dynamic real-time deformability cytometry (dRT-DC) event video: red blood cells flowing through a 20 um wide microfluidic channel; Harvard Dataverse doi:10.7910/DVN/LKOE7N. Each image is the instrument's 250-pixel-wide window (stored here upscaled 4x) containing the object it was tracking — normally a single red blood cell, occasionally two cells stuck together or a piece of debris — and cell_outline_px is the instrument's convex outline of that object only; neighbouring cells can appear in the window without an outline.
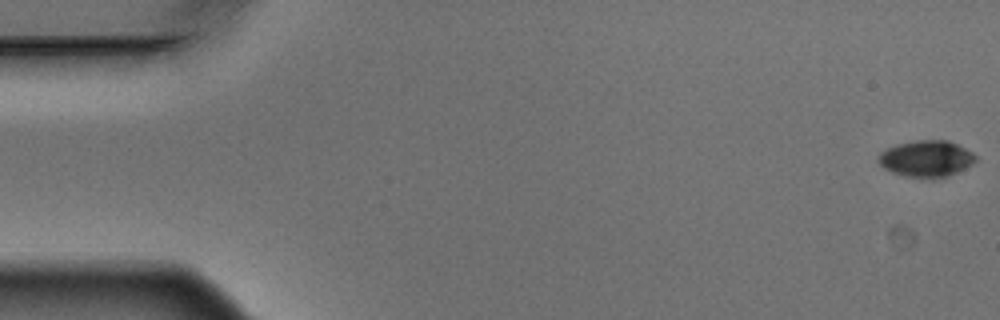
{"species": "Egyptian fruit bat (a non-hibernating species)", "species_latin": "Rousettus aegyptiacus", "temperature_condition": "warm", "stored_images_in_passage": 5, "camera_frame_rate_fps": 3000, "um_per_image_px": 0.085, "animal": {"sex": "male"}, "frame": {"image": 1, "passage_image": 1, "time_ms": 0.0, "image_size_px": [1000, 320], "cell_outline_px": [[976, 160], [972, 164], [948, 176], [932, 180], [928, 180], [904, 176], [892, 172], [884, 168], [876, 160], [876, 156], [880, 152], [896, 144], [916, 140], [948, 140], [972, 152], [976, 156]], "centroid_in_image_um": [78.7, 13.51], "position_along_channel_um": 6.3, "area_um2": 20.98}}
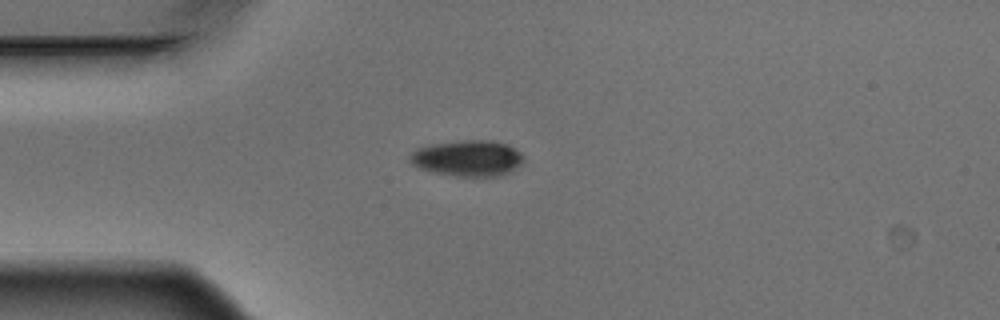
{"frame": {"image": 2, "passage_image": 5, "time_ms": 1.333, "image_size_px": [1000, 320], "cell_outline_px": [[524, 160], [516, 168], [500, 176], [456, 176], [436, 172], [420, 168], [412, 164], [408, 160], [408, 156], [416, 148], [432, 144], [460, 140], [492, 140], [508, 144], [520, 152], [524, 156]], "centroid_in_image_um": [39.75, 13.43], "position_along_channel_um": 45.3, "area_um2": 23.93}}